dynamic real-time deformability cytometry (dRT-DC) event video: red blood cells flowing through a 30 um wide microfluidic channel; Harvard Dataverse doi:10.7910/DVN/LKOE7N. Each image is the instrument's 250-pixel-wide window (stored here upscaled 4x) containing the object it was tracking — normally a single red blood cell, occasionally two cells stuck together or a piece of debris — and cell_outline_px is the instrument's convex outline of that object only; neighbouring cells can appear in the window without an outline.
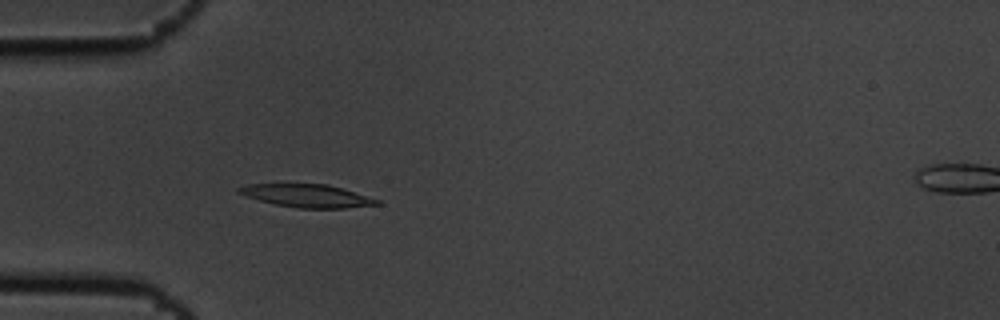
{"species": "common noctule bat (a hibernating species)", "species_latin": "Nyctalus noctula", "temperature_condition": "cold", "stored_images_in_passage": 5, "segment_of_instrument_passage": [1, 2], "camera_frame_rate_fps": 3000, "um_per_image_px": 0.085, "animal": {"sex": "male", "body_mass_g": 19.5, "forearm_length_mm": 54.6}, "frame": {"image": 1, "passage_image": 4, "time_ms": 1.0, "image_size_px": [1000, 320], "cell_outline_px": [[380, 204], [344, 208], [300, 208], [276, 204], [260, 200], [236, 192], [236, 188], [248, 184], [328, 184], [380, 200]], "centroid_in_image_um": [26.09, 16.63], "position_along_channel_um": 58.9, "area_um2": 18.15}}